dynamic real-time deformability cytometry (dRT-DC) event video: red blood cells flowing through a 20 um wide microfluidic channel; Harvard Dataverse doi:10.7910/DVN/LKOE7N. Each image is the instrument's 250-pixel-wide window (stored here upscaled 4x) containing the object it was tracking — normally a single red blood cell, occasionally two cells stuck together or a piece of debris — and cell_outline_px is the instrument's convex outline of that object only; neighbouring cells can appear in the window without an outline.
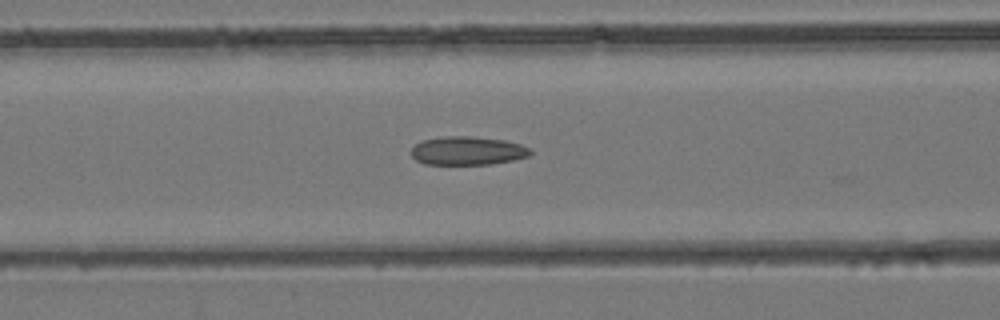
{"species": "common noctule bat (a hibernating species)", "species_latin": "Nyctalus noctula", "temperature_condition": "room temperature", "stored_images_in_passage": 37, "camera_frame_rate_fps": 3000, "um_per_image_px": 0.085, "animal": {"sex": "female", "body_mass_g": 24.6, "forearm_length_mm": 56.2}, "frame": {"image": 1, "passage_image": 18, "time_ms": 5.667, "image_size_px": [1000, 320], "cell_outline_px": [[532, 152], [528, 156], [512, 160], [492, 164], [424, 164], [416, 160], [412, 156], [412, 148], [420, 140], [444, 136], [472, 136], [504, 140], [520, 144], [528, 148]], "centroid_in_image_um": [39.71, 12.81], "position_along_channel_um": 126.9, "area_um2": 19.77}}
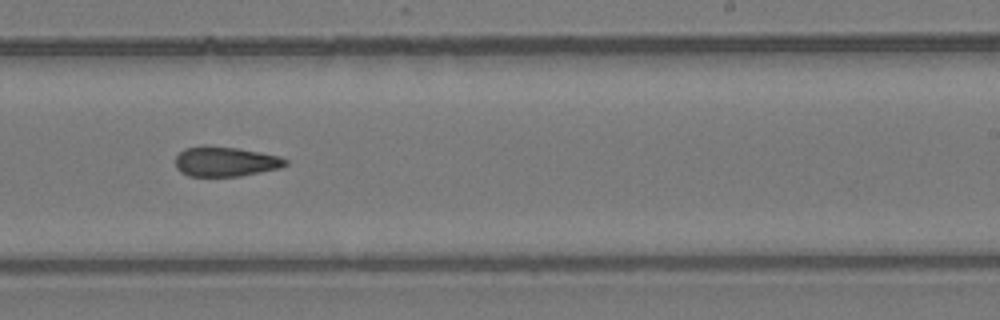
{"frame": {"image": 2, "passage_image": 27, "time_ms": 8.667, "image_size_px": [1000, 320], "cell_outline_px": [[288, 164], [280, 168], [240, 176], [188, 176], [180, 172], [176, 168], [176, 156], [184, 148], [236, 148], [260, 152], [280, 156], [288, 160]], "centroid_in_image_um": [19.2, 13.77], "position_along_channel_um": 269.8, "area_um2": 18.61}}
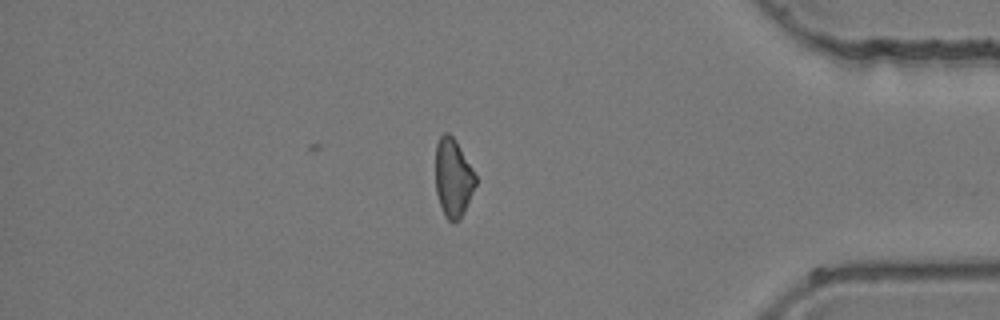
{"frame": {"image": 3, "passage_image": 37, "time_ms": 12.0, "image_size_px": [1000, 320], "cell_outline_px": [[476, 184], [464, 212], [460, 220], [448, 220], [444, 216], [436, 192], [436, 144], [440, 136], [444, 132], [448, 132], [456, 140], [472, 168], [476, 176]], "centroid_in_image_um": [38.51, 15.1], "position_along_channel_um": 396.7, "area_um2": 18.21}}